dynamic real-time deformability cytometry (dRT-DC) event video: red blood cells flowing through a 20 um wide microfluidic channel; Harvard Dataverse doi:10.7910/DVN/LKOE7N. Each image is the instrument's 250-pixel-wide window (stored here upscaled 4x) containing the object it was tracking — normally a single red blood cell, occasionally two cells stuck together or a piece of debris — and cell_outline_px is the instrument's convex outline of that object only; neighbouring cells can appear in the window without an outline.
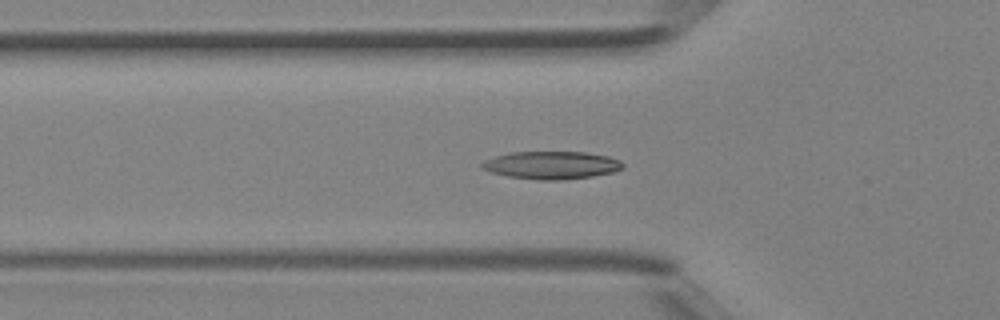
{"species": "Egyptian fruit bat (a non-hibernating species)", "species_latin": "Rousettus aegyptiacus", "temperature_condition": "room temperature", "stored_images_in_passage": 41, "camera_frame_rate_fps": 3000, "um_per_image_px": 0.085, "animal": {"sex": "female"}, "frame": {"image": 1, "passage_image": 10, "time_ms": 3.0, "image_size_px": [1000, 320], "cell_outline_px": [[624, 168], [612, 172], [592, 176], [560, 180], [540, 180], [508, 176], [492, 172], [480, 168], [480, 164], [484, 160], [508, 152], [584, 152], [608, 156], [620, 160], [624, 164]], "centroid_in_image_um": [46.87, 14.03], "position_along_channel_um": 78.9, "area_um2": 22.77}}
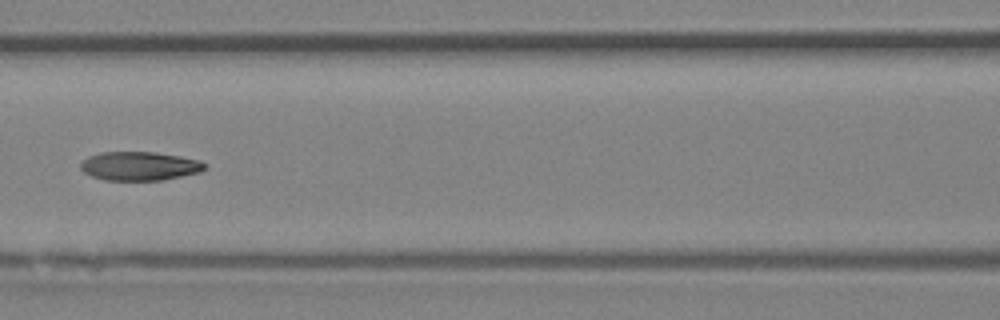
{"frame": {"image": 2, "passage_image": 15, "time_ms": 4.667, "image_size_px": [1000, 320], "cell_outline_px": [[208, 164], [200, 172], [164, 180], [104, 180], [92, 176], [84, 172], [80, 168], [80, 164], [88, 156], [100, 152], [156, 152], [180, 156], [200, 160]], "centroid_in_image_um": [11.87, 14.11], "position_along_channel_um": 154.7, "area_um2": 20.92}}
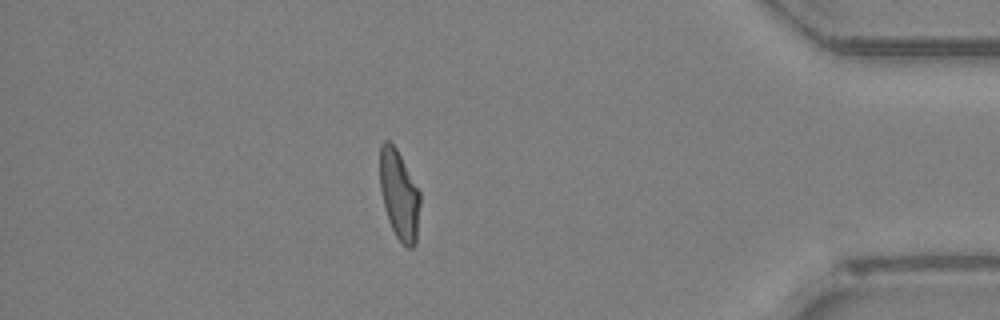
{"frame": {"image": 3, "passage_image": 34, "time_ms": 11.0, "image_size_px": [1000, 320], "cell_outline_px": [[420, 204], [416, 244], [412, 248], [408, 248], [396, 236], [388, 220], [384, 208], [380, 188], [380, 144], [384, 140], [388, 140], [396, 148], [420, 192]], "centroid_in_image_um": [33.93, 16.57], "position_along_channel_um": 401.3, "area_um2": 20.87}, "authors_computed_cell_mechanics": {"area_um2": 21.097, "velocity_mm_per_s": 4.5444, "shape_relaxation_time_tau1_ms": 5.5531, "shape_relaxation_time_tau2_ms": 2.7555, "deformation_change_tau1": 0.1776, "deformation_change_tau2": 0.0808}}